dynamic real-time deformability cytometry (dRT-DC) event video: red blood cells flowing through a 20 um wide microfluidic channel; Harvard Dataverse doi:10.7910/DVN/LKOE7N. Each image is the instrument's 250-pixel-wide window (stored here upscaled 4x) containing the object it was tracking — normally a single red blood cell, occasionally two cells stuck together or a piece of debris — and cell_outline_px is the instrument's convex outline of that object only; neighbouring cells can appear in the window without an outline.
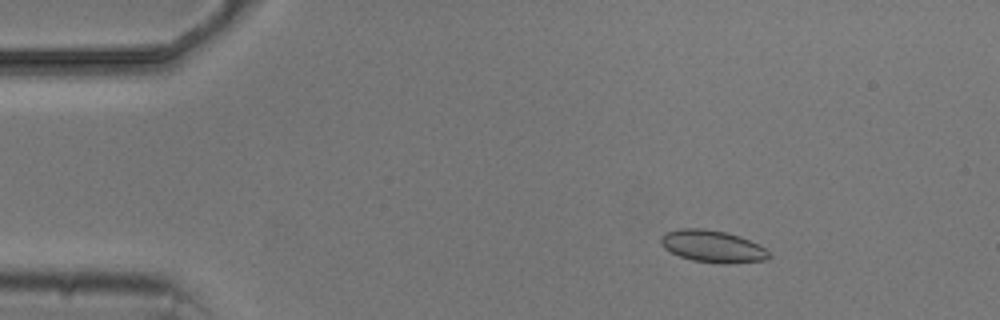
{"species": "common noctule bat (a hibernating species)", "species_latin": "Nyctalus noctula", "temperature_condition": "cold", "stored_images_in_passage": 7, "camera_frame_rate_fps": 3000, "um_per_image_px": 0.085, "animal": {"sex": "male", "body_mass_g": 20.5, "forearm_length_mm": 52.5}, "frame": {"image": 1, "passage_image": 3, "time_ms": 2.333, "image_size_px": [1000, 320], "cell_outline_px": [[772, 256], [768, 260], [728, 264], [720, 264], [692, 260], [680, 256], [664, 248], [660, 240], [660, 236], [668, 232], [680, 228], [704, 228], [724, 232], [740, 236], [764, 248]], "centroid_in_image_um": [60.58, 20.95], "position_along_channel_um": 24.4, "area_um2": 20.17}}
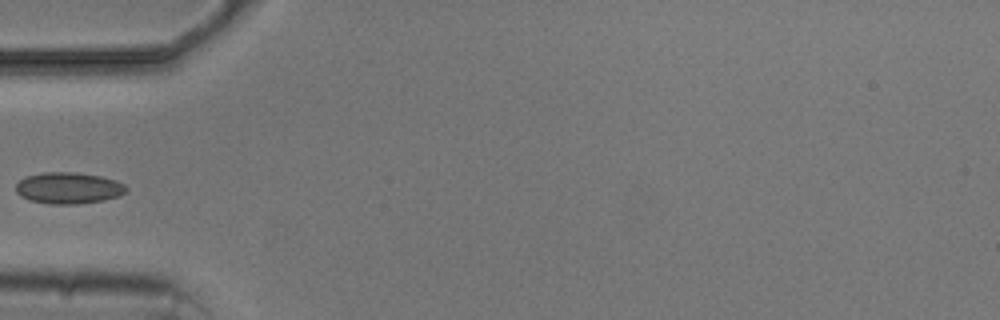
{"frame": {"image": 2, "passage_image": 5, "time_ms": 5.667, "image_size_px": [1000, 320], "cell_outline_px": [[128, 188], [120, 196], [104, 200], [76, 204], [52, 204], [28, 200], [20, 196], [16, 192], [16, 184], [20, 180], [28, 176], [44, 172], [76, 172], [100, 176], [116, 180], [124, 184]], "centroid_in_image_um": [5.83, 15.98], "position_along_channel_um": 79.2, "area_um2": 20.23}}
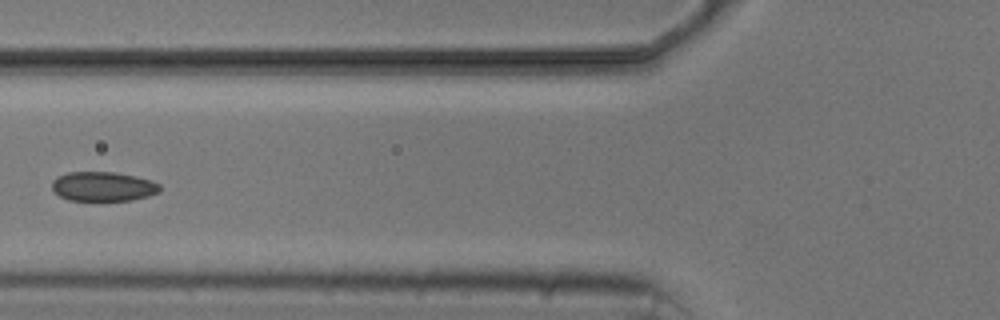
{"frame": {"image": 3, "passage_image": 6, "time_ms": 6.667, "image_size_px": [1000, 320], "cell_outline_px": [[160, 192], [148, 196], [132, 200], [68, 200], [52, 192], [52, 180], [56, 176], [68, 172], [116, 172], [136, 176], [152, 180], [160, 184]], "centroid_in_image_um": [8.75, 15.84], "position_along_channel_um": 117.0, "area_um2": 18.73}}